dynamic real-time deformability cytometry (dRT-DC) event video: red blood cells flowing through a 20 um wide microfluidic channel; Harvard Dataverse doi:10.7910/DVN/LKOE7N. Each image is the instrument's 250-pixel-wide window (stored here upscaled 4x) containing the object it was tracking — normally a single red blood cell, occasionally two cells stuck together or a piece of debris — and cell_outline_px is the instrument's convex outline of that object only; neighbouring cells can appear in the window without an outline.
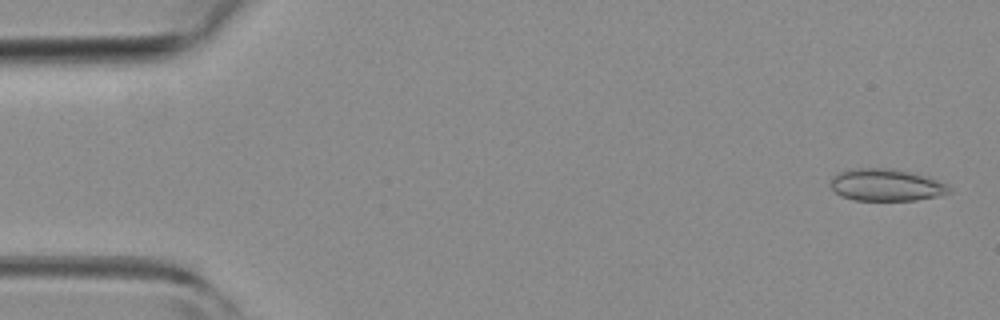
{"species": "common noctule bat (a hibernating species)", "species_latin": "Nyctalus noctula", "temperature_condition": "room temperature", "stored_images_in_passage": 4, "camera_frame_rate_fps": 3000, "um_per_image_px": 0.085, "animal": {"sex": "female", "body_mass_g": 19.3, "forearm_length_mm": 54.1}, "frame": {"image": 1, "passage_image": 1, "time_ms": 0.0, "image_size_px": [1000, 320], "cell_outline_px": [[952, 192], [936, 196], [916, 200], [852, 200], [840, 196], [828, 184], [832, 176], [848, 168], [892, 168], [924, 176], [936, 180], [944, 184]], "centroid_in_image_um": [75.22, 15.72], "position_along_channel_um": 9.8, "area_um2": 22.08}}
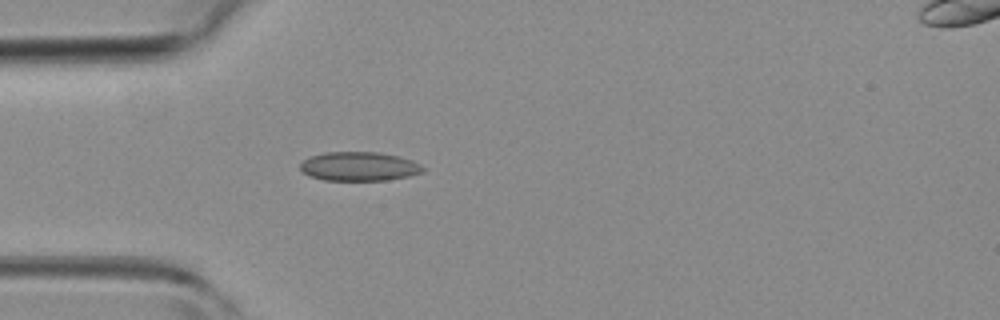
{"frame": {"image": 2, "passage_image": 4, "time_ms": 3.667, "image_size_px": [1000, 320], "cell_outline_px": [[424, 172], [408, 176], [388, 180], [324, 180], [308, 176], [300, 168], [300, 164], [304, 160], [312, 156], [324, 152], [380, 152], [400, 156], [412, 160], [420, 164], [424, 168]], "centroid_in_image_um": [30.55, 14.14], "position_along_channel_um": 54.5, "area_um2": 20.81}}